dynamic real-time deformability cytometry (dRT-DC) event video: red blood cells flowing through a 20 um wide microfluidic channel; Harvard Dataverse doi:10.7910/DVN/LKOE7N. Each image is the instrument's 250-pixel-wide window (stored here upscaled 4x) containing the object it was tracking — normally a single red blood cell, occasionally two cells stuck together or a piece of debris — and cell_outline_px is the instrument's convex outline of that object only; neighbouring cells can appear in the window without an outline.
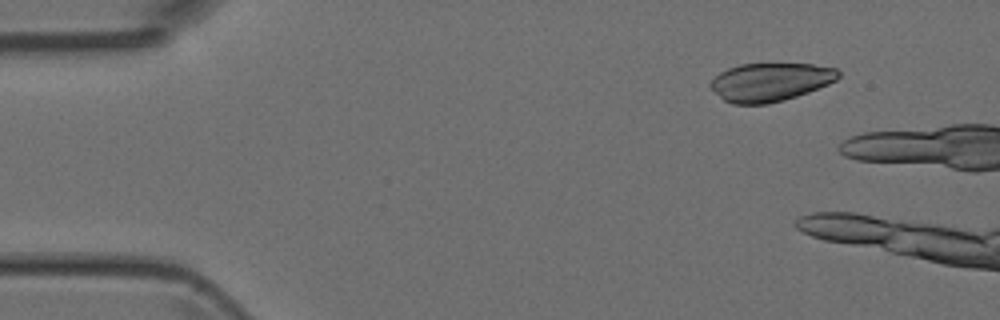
{"species": "Egyptian fruit bat (a non-hibernating species)", "species_latin": "Rousettus aegyptiacus", "temperature_condition": "room temperature", "stored_images_in_passage": 3, "camera_frame_rate_fps": 3000, "um_per_image_px": 0.085, "animal": {"sex": "female"}, "frame": {"image": 1, "passage_image": 2, "time_ms": 1.333, "image_size_px": [1000, 320], "cell_outline_px": [[840, 76], [836, 80], [828, 84], [808, 92], [784, 100], [768, 104], [732, 104], [724, 100], [708, 84], [720, 72], [728, 68], [740, 64], [812, 64], [836, 68], [840, 72]], "centroid_in_image_um": [65.48, 6.97], "position_along_channel_um": 19.5, "area_um2": 28.44}}